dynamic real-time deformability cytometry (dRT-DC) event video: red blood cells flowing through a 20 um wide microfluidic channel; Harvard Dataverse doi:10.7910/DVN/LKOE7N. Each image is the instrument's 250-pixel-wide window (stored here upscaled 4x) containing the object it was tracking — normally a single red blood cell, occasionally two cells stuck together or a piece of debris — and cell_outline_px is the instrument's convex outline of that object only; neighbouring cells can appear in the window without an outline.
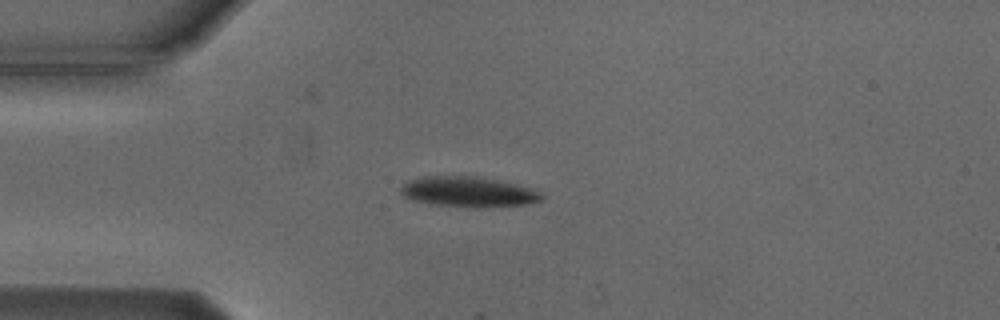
{"species": "Egyptian fruit bat (a non-hibernating species)", "species_latin": "Rousettus aegyptiacus", "temperature_condition": "cold", "stored_images_in_passage": 2, "camera_frame_rate_fps": 3000, "um_per_image_px": 0.085, "animal": {"sex": "male"}, "frame": {"image": 1, "passage_image": 1, "time_ms": 0.0, "image_size_px": [1000, 320], "cell_outline_px": [[544, 200], [524, 204], [480, 208], [468, 208], [428, 204], [412, 200], [404, 196], [400, 192], [400, 188], [408, 180], [424, 176], [480, 176], [528, 188], [540, 192], [544, 196]], "centroid_in_image_um": [39.75, 16.32], "position_along_channel_um": 45.2, "area_um2": 25.03}}